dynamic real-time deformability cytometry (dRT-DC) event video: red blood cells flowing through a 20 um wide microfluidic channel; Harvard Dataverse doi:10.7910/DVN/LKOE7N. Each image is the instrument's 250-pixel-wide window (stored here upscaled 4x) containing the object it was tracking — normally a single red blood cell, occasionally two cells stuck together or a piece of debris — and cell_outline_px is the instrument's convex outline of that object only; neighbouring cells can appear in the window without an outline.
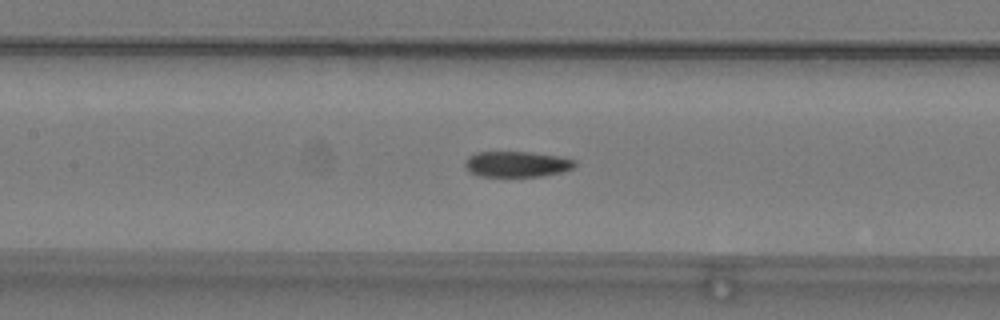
{"species": "common noctule bat (a hibernating species)", "species_latin": "Nyctalus noctula", "temperature_condition": "warm", "stored_images_in_passage": 47, "camera_frame_rate_fps": 3000, "um_per_image_px": 0.085, "animal": {"sex": "male", "body_mass_g": 19.2, "forearm_length_mm": 51.8}, "frame": {"image": 1, "passage_image": 24, "time_ms": 7.667, "image_size_px": [1000, 320], "cell_outline_px": [[576, 164], [572, 168], [560, 172], [540, 176], [480, 176], [472, 172], [464, 164], [468, 156], [476, 152], [528, 152], [560, 156], [576, 160]], "centroid_in_image_um": [43.94, 13.94], "position_along_channel_um": 163.5, "area_um2": 16.24}}
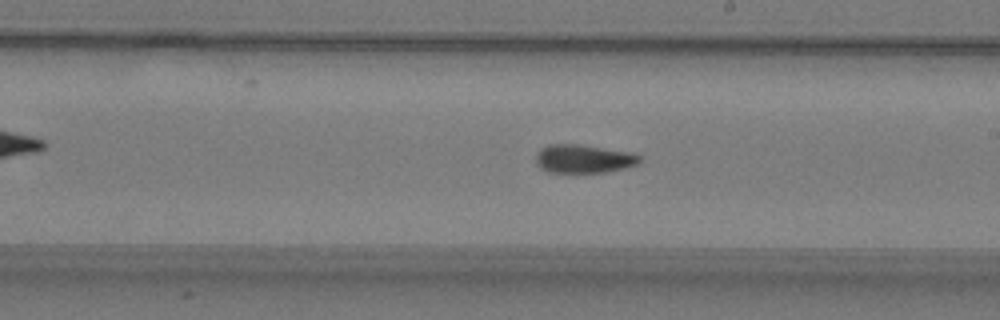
{"frame": {"image": 2, "passage_image": 30, "time_ms": 9.667, "image_size_px": [1000, 320], "cell_outline_px": [[640, 160], [636, 164], [624, 168], [604, 172], [548, 172], [540, 168], [536, 164], [536, 156], [540, 148], [548, 144], [576, 144], [632, 152], [640, 156]], "centroid_in_image_um": [49.57, 13.49], "position_along_channel_um": 239.4, "area_um2": 17.11}}
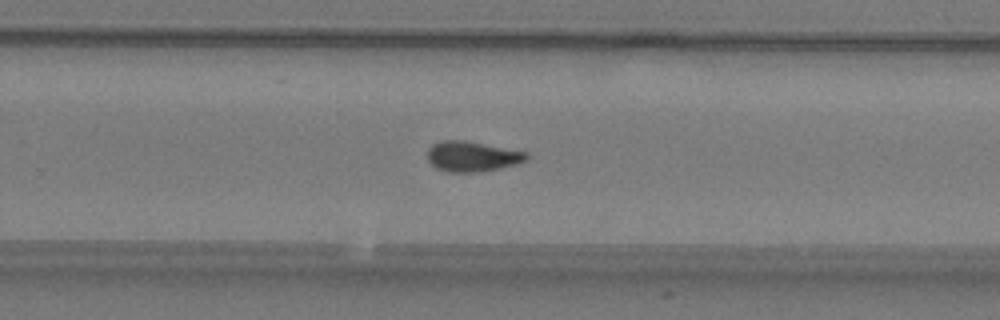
{"frame": {"image": 3, "passage_image": 34, "time_ms": 11.0, "image_size_px": [1000, 320], "cell_outline_px": [[528, 160], [516, 164], [500, 168], [480, 172], [448, 172], [436, 168], [428, 160], [428, 148], [432, 144], [440, 140], [464, 140], [528, 152]], "centroid_in_image_um": [40.13, 13.29], "position_along_channel_um": 289.7, "area_um2": 17.57}}